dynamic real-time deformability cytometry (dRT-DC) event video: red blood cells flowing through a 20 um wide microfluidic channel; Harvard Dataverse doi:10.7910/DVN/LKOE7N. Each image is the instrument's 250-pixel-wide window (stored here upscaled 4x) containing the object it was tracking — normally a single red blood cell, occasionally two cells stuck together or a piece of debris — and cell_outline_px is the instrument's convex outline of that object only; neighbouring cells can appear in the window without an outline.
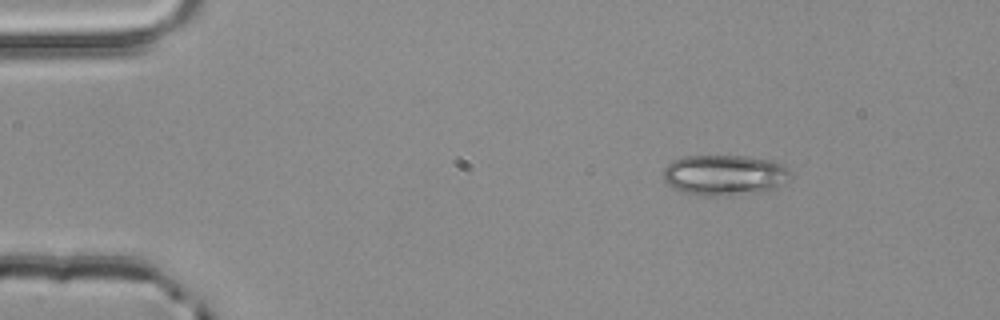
{"species": "common noctule bat (a hibernating species)", "species_latin": "Nyctalus noctula", "temperature_condition": "room temperature", "stored_images_in_passage": 3, "camera_frame_rate_fps": 3000, "um_per_image_px": 0.085, "animal": {"sex": "male", "body_mass_g": 20.4}, "frame": {"image": 1, "passage_image": 1, "time_ms": 0.0, "image_size_px": [1000, 320], "cell_outline_px": [[792, 176], [776, 188], [764, 192], [724, 196], [684, 192], [672, 188], [664, 180], [664, 168], [672, 160], [684, 156], [744, 156], [772, 160], [788, 168]], "centroid_in_image_um": [61.61, 14.87], "position_along_channel_um": 23.4, "area_um2": 30.06}}